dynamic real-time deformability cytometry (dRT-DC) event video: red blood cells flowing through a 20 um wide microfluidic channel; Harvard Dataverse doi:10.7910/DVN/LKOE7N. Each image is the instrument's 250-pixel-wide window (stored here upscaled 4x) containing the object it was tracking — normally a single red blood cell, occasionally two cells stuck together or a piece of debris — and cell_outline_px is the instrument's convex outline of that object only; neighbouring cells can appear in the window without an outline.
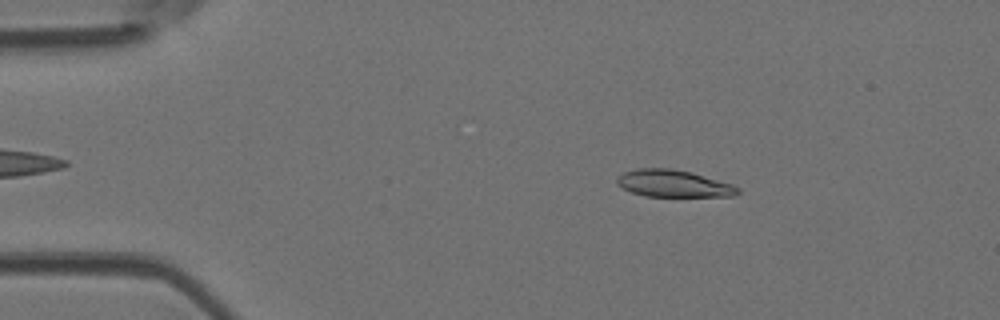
{"species": "Egyptian fruit bat (a non-hibernating species)", "species_latin": "Rousettus aegyptiacus", "temperature_condition": "room temperature", "stored_images_in_passage": 47, "camera_frame_rate_fps": 3000, "um_per_image_px": 0.085, "animal": {"sex": "female"}, "frame": {"image": 1, "passage_image": 7, "time_ms": 2.0, "image_size_px": [1000, 320], "cell_outline_px": [[740, 192], [736, 196], [644, 196], [632, 192], [616, 184], [616, 176], [624, 172], [636, 168], [672, 168], [692, 172], [732, 184], [740, 188]], "centroid_in_image_um": [57.24, 15.59], "position_along_channel_um": 27.8, "area_um2": 19.19}}
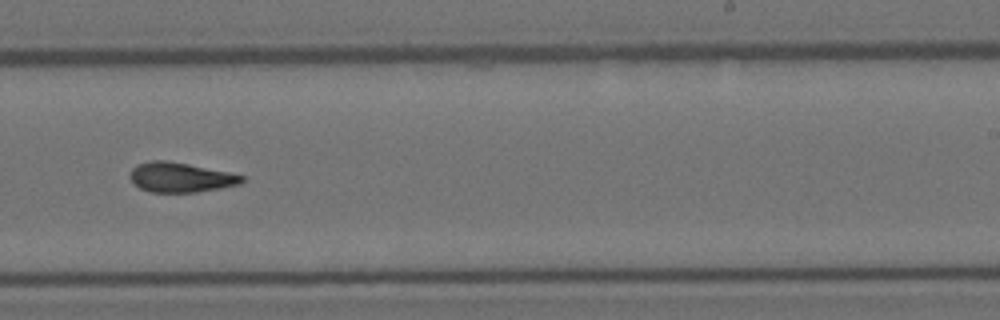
{"frame": {"image": 2, "passage_image": 29, "time_ms": 9.333, "image_size_px": [1000, 320], "cell_outline_px": [[244, 180], [240, 184], [220, 188], [196, 192], [152, 192], [140, 188], [128, 176], [132, 168], [136, 164], [152, 160], [164, 160], [188, 164], [228, 172], [244, 176]], "centroid_in_image_um": [15.32, 15.07], "position_along_channel_um": 273.7, "area_um2": 19.25}}
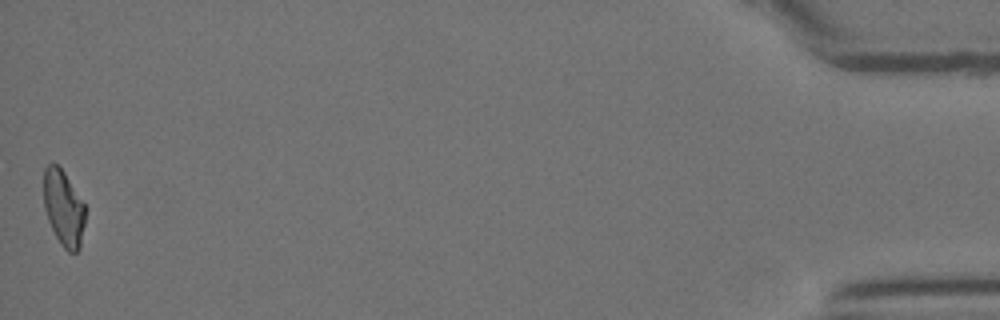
{"frame": {"image": 3, "passage_image": 47, "time_ms": 15.333, "image_size_px": [1000, 320], "cell_outline_px": [[84, 224], [80, 248], [76, 252], [68, 252], [60, 244], [48, 220], [44, 208], [44, 168], [48, 164], [56, 164], [64, 172], [84, 204]], "centroid_in_image_um": [5.39, 17.7], "position_along_channel_um": 429.8, "area_um2": 18.09}, "authors_computed_cell_mechanics": {"area_um2": 19.1896, "velocity_mm_per_s": 4.1843, "shape_relaxation_time_tau1_ms": 10.9627, "shape_relaxation_time_tau2_ms": 3.0741, "deformation_change_tau1": 0.2653, "deformation_change_tau2": 0.1066}}